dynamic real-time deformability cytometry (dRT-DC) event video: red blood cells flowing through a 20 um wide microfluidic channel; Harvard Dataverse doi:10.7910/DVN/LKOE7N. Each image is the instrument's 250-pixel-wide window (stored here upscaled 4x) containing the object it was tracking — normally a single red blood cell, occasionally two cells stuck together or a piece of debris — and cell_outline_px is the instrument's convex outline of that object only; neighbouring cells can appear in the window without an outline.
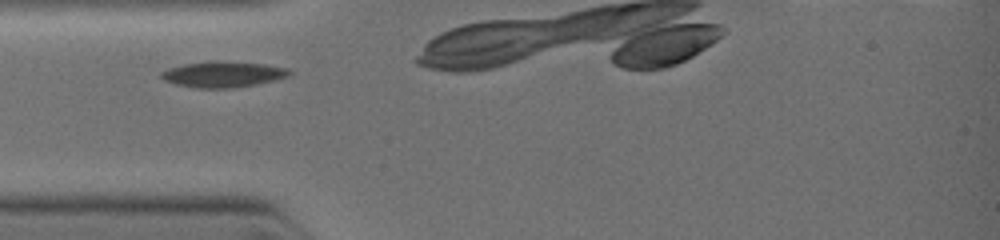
{"species": "common noctule bat (a hibernating species)", "species_latin": "Nyctalus noctula", "temperature_condition": "warm", "stored_images_in_passage": 14, "camera_frame_rate_fps": 3000, "um_per_image_px": 0.085, "animal": {"sex": "female", "body_mass_g": 19.0, "forearm_length_mm": 51.5}, "frame": {"image": 1, "passage_image": 1, "time_ms": 0.0, "image_size_px": [1000, 240], "cell_outline_px": [[292, 72], [288, 76], [272, 80], [252, 84], [228, 88], [200, 88], [176, 84], [164, 80], [160, 76], [160, 72], [168, 68], [184, 64], [212, 60], [216, 60], [264, 64], [288, 68]], "centroid_in_image_um": [18.91, 6.29], "position_along_channel_um": 66.1, "area_um2": 19.07}}
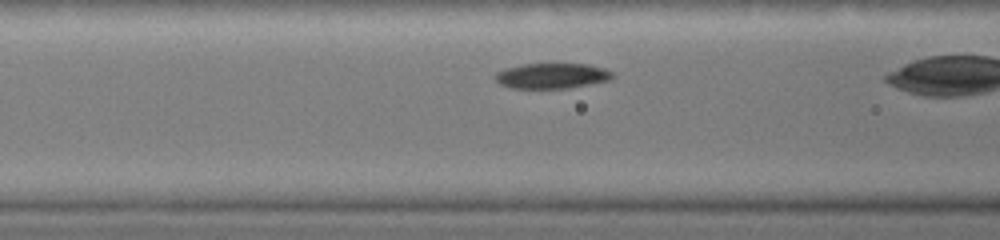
{"frame": {"image": 2, "passage_image": 6, "time_ms": 1.0, "image_size_px": [1000, 240], "cell_outline_px": [[616, 76], [608, 80], [564, 88], [512, 88], [500, 84], [496, 80], [496, 72], [508, 68], [524, 64], [588, 64], [604, 68], [612, 72]], "centroid_in_image_um": [46.92, 6.44], "position_along_channel_um": 119.7, "area_um2": 16.99}}